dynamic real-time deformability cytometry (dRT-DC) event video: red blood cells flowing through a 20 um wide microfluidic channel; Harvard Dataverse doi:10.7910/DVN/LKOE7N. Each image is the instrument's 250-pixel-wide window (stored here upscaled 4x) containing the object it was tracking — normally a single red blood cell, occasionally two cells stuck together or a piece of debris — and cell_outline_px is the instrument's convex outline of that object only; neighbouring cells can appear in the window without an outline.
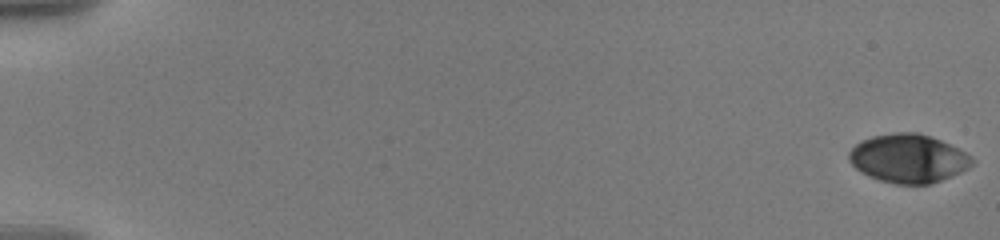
{"species": "human", "species_latin": "Homo sapiens", "temperature_condition": "warm", "stored_images_in_passage": 47, "camera_frame_rate_fps": 3000, "um_per_image_px": 0.085, "donor": {"sex": "male"}, "frame": {"image": 1, "passage_image": 1, "time_ms": 0.0, "image_size_px": [1000, 240], "cell_outline_px": [[976, 160], [968, 168], [960, 172], [932, 184], [896, 184], [880, 180], [868, 176], [860, 172], [848, 160], [848, 152], [856, 144], [872, 136], [896, 132], [916, 132], [940, 140], [972, 156]], "centroid_in_image_um": [77.19, 13.48], "position_along_channel_um": 7.8, "area_um2": 34.68}}
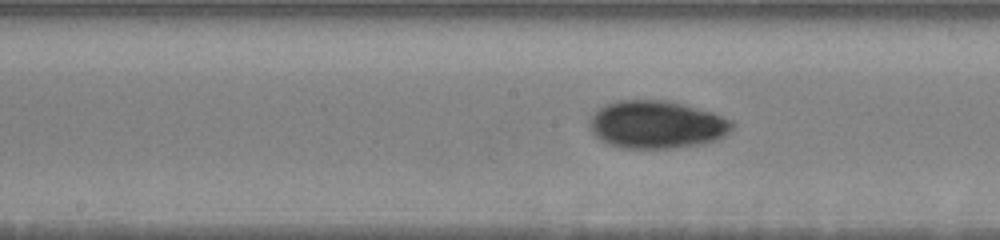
{"frame": {"image": 2, "passage_image": 21, "time_ms": 10.333, "image_size_px": [1000, 240], "cell_outline_px": [[736, 124], [724, 136], [716, 140], [700, 144], [672, 148], [620, 148], [608, 144], [600, 140], [588, 128], [588, 120], [592, 112], [596, 108], [604, 104], [616, 100], [668, 100], [684, 104], [712, 112], [732, 120]], "centroid_in_image_um": [55.76, 10.58], "position_along_channel_um": 192.4, "area_um2": 40.29}}
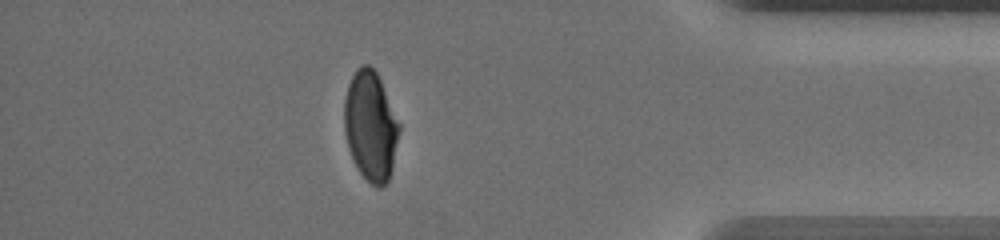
{"frame": {"image": 3, "passage_image": 41, "time_ms": 17.0, "image_size_px": [1000, 240], "cell_outline_px": [[400, 128], [392, 168], [388, 180], [380, 188], [372, 184], [356, 168], [348, 148], [344, 128], [344, 100], [348, 84], [356, 68], [360, 64], [368, 64], [376, 72], [380, 80], [400, 124]], "centroid_in_image_um": [31.48, 10.69], "position_along_channel_um": 403.7, "area_um2": 34.91}, "authors_computed_cell_mechanics": {"area_um2": 36.2406, "velocity_mm_per_s": 3.5929, "shape_relaxation_time_tau1_ms": 4.2595, "shape_relaxation_time_tau2_ms": 5.2959, "deformation_change_tau1": 0.1528, "deformation_change_tau2": 0.0538}}